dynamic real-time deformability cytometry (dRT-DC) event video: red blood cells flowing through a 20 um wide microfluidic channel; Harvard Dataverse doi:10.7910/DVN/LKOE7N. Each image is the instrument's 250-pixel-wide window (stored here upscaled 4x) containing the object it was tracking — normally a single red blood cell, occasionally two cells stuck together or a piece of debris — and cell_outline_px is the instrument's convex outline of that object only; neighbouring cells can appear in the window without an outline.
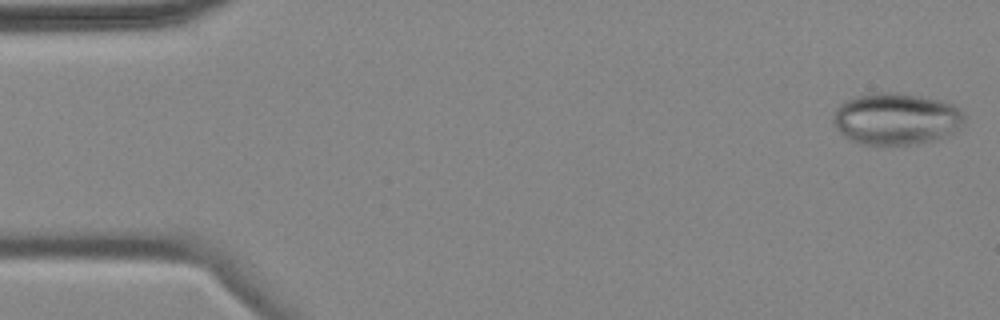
{"species": "common noctule bat (a hibernating species)", "species_latin": "Nyctalus noctula", "temperature_condition": "cold", "stored_images_in_passage": 5, "camera_frame_rate_fps": 3000, "um_per_image_px": 0.085, "animal": {"sex": "female", "body_mass_g": 18.4}, "frame": {"image": 1, "passage_image": 1, "time_ms": 0.0, "image_size_px": [1000, 320], "cell_outline_px": [[964, 124], [948, 136], [908, 144], [860, 144], [844, 136], [836, 128], [832, 120], [836, 108], [844, 100], [856, 96], [876, 92], [884, 92], [920, 96], [940, 100], [952, 104], [964, 116]], "centroid_in_image_um": [76.13, 10.09], "position_along_channel_um": 8.9, "area_um2": 39.13}}